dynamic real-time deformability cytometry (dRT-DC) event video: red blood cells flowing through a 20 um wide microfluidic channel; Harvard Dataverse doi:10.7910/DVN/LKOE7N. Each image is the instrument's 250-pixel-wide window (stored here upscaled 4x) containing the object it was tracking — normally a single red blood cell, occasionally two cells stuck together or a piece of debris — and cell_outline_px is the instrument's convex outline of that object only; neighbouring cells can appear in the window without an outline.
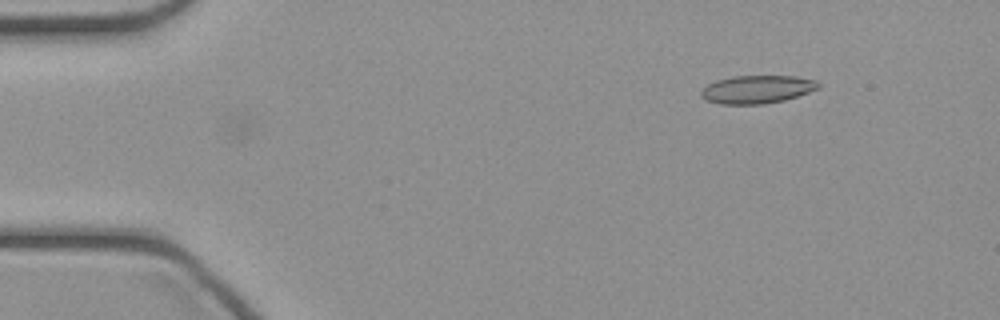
{"species": "common noctule bat (a hibernating species)", "species_latin": "Nyctalus noctula", "temperature_condition": "cold", "stored_images_in_passage": 2, "camera_frame_rate_fps": 3000, "um_per_image_px": 0.085, "animal": {"sex": "female", "body_mass_g": 21.9}, "frame": {"image": 1, "passage_image": 1, "time_ms": 0.0, "image_size_px": [1000, 320], "cell_outline_px": [[820, 88], [784, 100], [764, 104], [720, 104], [708, 100], [700, 96], [700, 92], [708, 84], [716, 80], [732, 76], [796, 76], [816, 80], [820, 84]], "centroid_in_image_um": [64.35, 7.59], "position_along_channel_um": 20.6, "area_um2": 19.13}}